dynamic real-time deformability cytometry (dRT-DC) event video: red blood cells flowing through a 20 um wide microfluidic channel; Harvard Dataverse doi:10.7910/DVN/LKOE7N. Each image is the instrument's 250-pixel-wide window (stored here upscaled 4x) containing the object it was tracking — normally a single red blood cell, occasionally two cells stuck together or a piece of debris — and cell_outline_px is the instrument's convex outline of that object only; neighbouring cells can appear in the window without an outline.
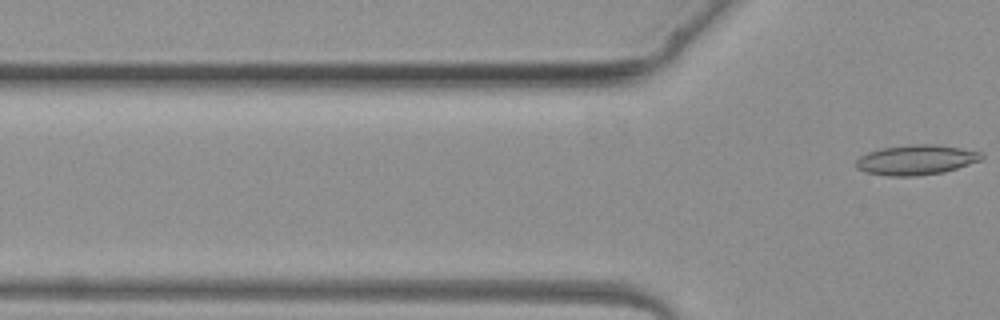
{"species": "common noctule bat (a hibernating species)", "species_latin": "Nyctalus noctula", "temperature_condition": "warm", "stored_images_in_passage": 2, "camera_frame_rate_fps": 3000, "um_per_image_px": 0.085, "animal": {"sex": "female", "body_mass_g": 19.3, "forearm_length_mm": 54.1}, "frame": {"image": 1, "passage_image": 2, "time_ms": 1.333, "image_size_px": [1000, 320], "cell_outline_px": [[984, 160], [944, 172], [912, 176], [888, 176], [864, 172], [856, 168], [856, 160], [860, 156], [868, 152], [880, 148], [912, 144], [936, 144], [984, 152]], "centroid_in_image_um": [77.9, 13.58], "position_along_channel_um": 47.9, "area_um2": 22.2}}